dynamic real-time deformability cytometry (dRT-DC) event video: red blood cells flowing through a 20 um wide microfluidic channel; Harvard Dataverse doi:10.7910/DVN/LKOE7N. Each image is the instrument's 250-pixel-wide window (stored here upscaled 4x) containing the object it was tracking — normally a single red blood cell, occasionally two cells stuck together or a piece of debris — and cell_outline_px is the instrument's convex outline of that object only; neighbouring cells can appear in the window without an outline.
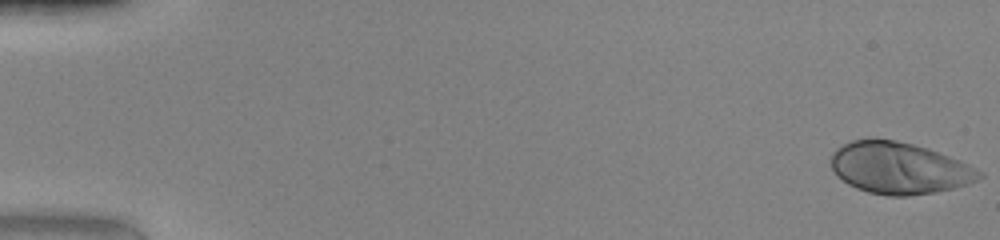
{"species": "human", "species_latin": "Homo sapiens", "temperature_condition": "warm", "stored_images_in_passage": 49, "camera_frame_rate_fps": 3000, "um_per_image_px": 0.085, "donor": {"sex": "female"}, "frame": {"image": 1, "passage_image": 1, "time_ms": 0.0, "image_size_px": [1000, 240], "cell_outline_px": [[984, 176], [968, 184], [936, 192], [908, 196], [888, 196], [868, 192], [856, 188], [848, 184], [836, 176], [832, 168], [832, 152], [836, 148], [852, 140], [896, 140], [928, 148], [960, 160], [984, 172]], "centroid_in_image_um": [76.45, 14.3], "position_along_channel_um": 8.6, "area_um2": 44.51}}
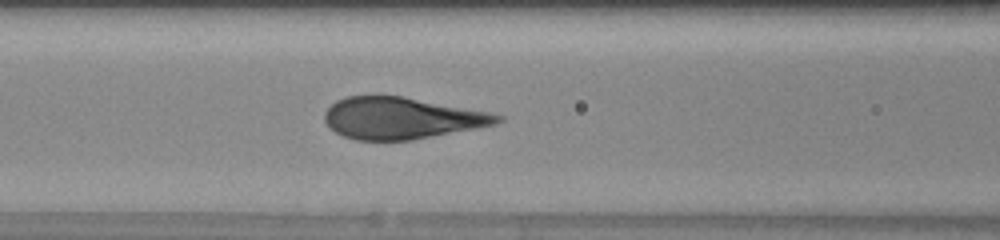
{"frame": {"image": 2, "passage_image": 22, "time_ms": 7.0, "image_size_px": [1000, 240], "cell_outline_px": [[504, 120], [496, 124], [412, 140], [356, 140], [344, 136], [336, 132], [324, 120], [324, 112], [336, 100], [348, 96], [400, 96], [488, 112], [504, 116]], "centroid_in_image_um": [34.12, 10.05], "position_along_channel_um": 132.5, "area_um2": 41.38}}
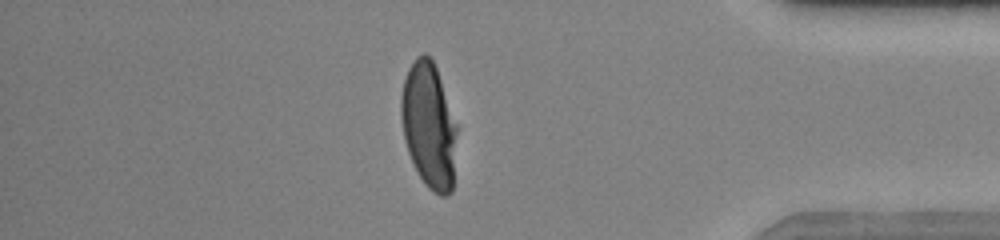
{"frame": {"image": 3, "passage_image": 43, "time_ms": 14.0, "image_size_px": [1000, 240], "cell_outline_px": [[456, 132], [452, 192], [448, 196], [440, 196], [432, 192], [424, 184], [408, 152], [404, 140], [400, 116], [400, 100], [404, 80], [408, 68], [416, 56], [424, 52], [432, 60], [436, 68], [456, 124]], "centroid_in_image_um": [36.43, 10.67], "position_along_channel_um": 398.8, "area_um2": 40.63}}